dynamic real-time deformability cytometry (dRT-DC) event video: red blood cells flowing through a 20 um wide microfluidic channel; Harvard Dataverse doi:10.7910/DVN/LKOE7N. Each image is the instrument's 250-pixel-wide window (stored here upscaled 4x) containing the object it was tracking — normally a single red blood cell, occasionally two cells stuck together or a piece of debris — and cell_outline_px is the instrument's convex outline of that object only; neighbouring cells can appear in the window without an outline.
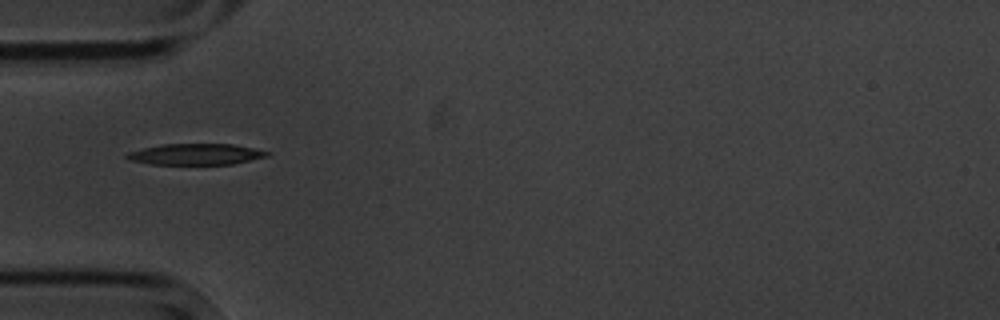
{"species": "common noctule bat (a hibernating species)", "species_latin": "Nyctalus noctula", "temperature_condition": "cold", "stored_images_in_passage": 11, "camera_frame_rate_fps": 3000, "um_per_image_px": 0.085, "animal": {"sex": "male", "body_mass_g": 20.1, "forearm_length_mm": 53.5}, "frame": {"image": 1, "passage_image": 1, "time_ms": 0.0, "image_size_px": [1000, 320], "cell_outline_px": [[268, 156], [232, 164], [148, 164], [132, 160], [124, 156], [128, 152], [160, 144], [232, 144], [252, 148], [268, 152]], "centroid_in_image_um": [16.6, 13.11], "position_along_channel_um": 68.4, "area_um2": 16.99}}
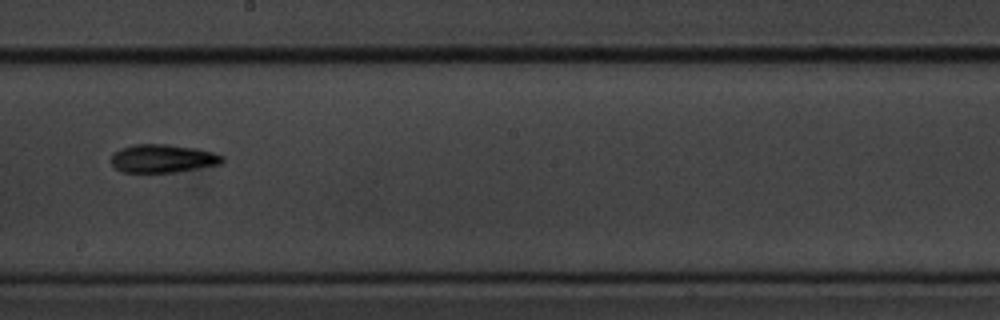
{"frame": {"image": 2, "passage_image": 5, "time_ms": 4.667, "image_size_px": [1000, 320], "cell_outline_px": [[224, 164], [176, 172], [124, 172], [116, 168], [108, 160], [112, 152], [120, 148], [136, 144], [168, 144], [196, 148], [212, 152], [224, 156]], "centroid_in_image_um": [13.83, 13.47], "position_along_channel_um": 234.4, "area_um2": 18.61}}
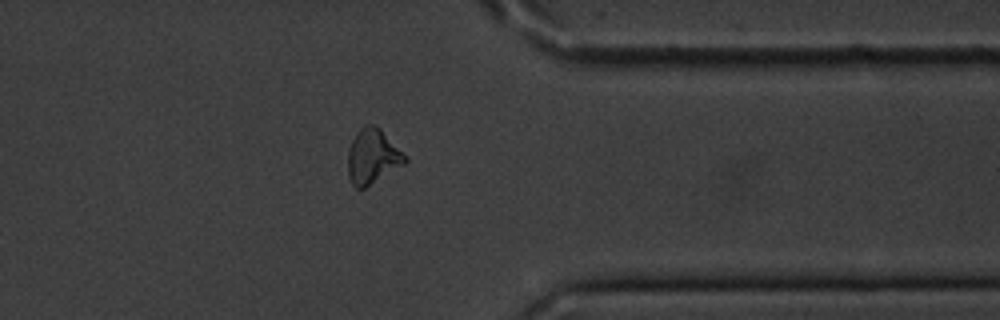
{"frame": {"image": 3, "passage_image": 9, "time_ms": 9.0, "image_size_px": [1000, 320], "cell_outline_px": [[408, 160], [404, 164], [364, 188], [356, 188], [352, 184], [348, 176], [348, 148], [356, 132], [360, 128], [368, 124], [372, 124], [380, 128], [408, 156]], "centroid_in_image_um": [31.67, 13.28], "position_along_channel_um": 379.7, "area_um2": 18.26}, "authors_computed_cell_mechanics": {"area_um2": 18.0914, "velocity_mm_per_s": 3.5398, "shape_relaxation_time_tau1_ms": 3.4979, "shape_relaxation_time_tau2_ms": 10.9693, "deformation_change_tau1": 0.1021, "deformation_change_tau2": 0.2119}}